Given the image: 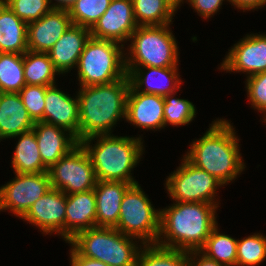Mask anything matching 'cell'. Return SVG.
Returning a JSON list of instances; mask_svg holds the SVG:
<instances>
[{
  "mask_svg": "<svg viewBox=\"0 0 266 266\" xmlns=\"http://www.w3.org/2000/svg\"><path fill=\"white\" fill-rule=\"evenodd\" d=\"M115 228L138 239L142 245L156 244L160 232V209L154 208L139 183L126 190Z\"/></svg>",
  "mask_w": 266,
  "mask_h": 266,
  "instance_id": "obj_8",
  "label": "cell"
},
{
  "mask_svg": "<svg viewBox=\"0 0 266 266\" xmlns=\"http://www.w3.org/2000/svg\"><path fill=\"white\" fill-rule=\"evenodd\" d=\"M25 23L39 20L52 8L48 0H2Z\"/></svg>",
  "mask_w": 266,
  "mask_h": 266,
  "instance_id": "obj_34",
  "label": "cell"
},
{
  "mask_svg": "<svg viewBox=\"0 0 266 266\" xmlns=\"http://www.w3.org/2000/svg\"><path fill=\"white\" fill-rule=\"evenodd\" d=\"M164 97L136 91L130 86L125 120L145 130L164 128Z\"/></svg>",
  "mask_w": 266,
  "mask_h": 266,
  "instance_id": "obj_15",
  "label": "cell"
},
{
  "mask_svg": "<svg viewBox=\"0 0 266 266\" xmlns=\"http://www.w3.org/2000/svg\"><path fill=\"white\" fill-rule=\"evenodd\" d=\"M110 3L111 0H77L68 11L72 24L91 29Z\"/></svg>",
  "mask_w": 266,
  "mask_h": 266,
  "instance_id": "obj_31",
  "label": "cell"
},
{
  "mask_svg": "<svg viewBox=\"0 0 266 266\" xmlns=\"http://www.w3.org/2000/svg\"><path fill=\"white\" fill-rule=\"evenodd\" d=\"M225 56L220 68L226 72H243L252 76L266 71V34H246Z\"/></svg>",
  "mask_w": 266,
  "mask_h": 266,
  "instance_id": "obj_12",
  "label": "cell"
},
{
  "mask_svg": "<svg viewBox=\"0 0 266 266\" xmlns=\"http://www.w3.org/2000/svg\"><path fill=\"white\" fill-rule=\"evenodd\" d=\"M135 240L116 228L96 226L77 233L67 243L80 255L100 260L108 266H136L143 245H138L139 241Z\"/></svg>",
  "mask_w": 266,
  "mask_h": 266,
  "instance_id": "obj_5",
  "label": "cell"
},
{
  "mask_svg": "<svg viewBox=\"0 0 266 266\" xmlns=\"http://www.w3.org/2000/svg\"><path fill=\"white\" fill-rule=\"evenodd\" d=\"M66 194L51 188L44 196L35 201L21 218L41 229L42 234L57 233L65 241Z\"/></svg>",
  "mask_w": 266,
  "mask_h": 266,
  "instance_id": "obj_14",
  "label": "cell"
},
{
  "mask_svg": "<svg viewBox=\"0 0 266 266\" xmlns=\"http://www.w3.org/2000/svg\"><path fill=\"white\" fill-rule=\"evenodd\" d=\"M49 86L25 85L19 92V96L28 110L34 122L43 121V110L45 107V94Z\"/></svg>",
  "mask_w": 266,
  "mask_h": 266,
  "instance_id": "obj_35",
  "label": "cell"
},
{
  "mask_svg": "<svg viewBox=\"0 0 266 266\" xmlns=\"http://www.w3.org/2000/svg\"><path fill=\"white\" fill-rule=\"evenodd\" d=\"M245 82L249 103L255 110L264 113L263 122L266 123V71L247 77Z\"/></svg>",
  "mask_w": 266,
  "mask_h": 266,
  "instance_id": "obj_36",
  "label": "cell"
},
{
  "mask_svg": "<svg viewBox=\"0 0 266 266\" xmlns=\"http://www.w3.org/2000/svg\"><path fill=\"white\" fill-rule=\"evenodd\" d=\"M188 266H225L213 259L208 258L200 250L189 251Z\"/></svg>",
  "mask_w": 266,
  "mask_h": 266,
  "instance_id": "obj_38",
  "label": "cell"
},
{
  "mask_svg": "<svg viewBox=\"0 0 266 266\" xmlns=\"http://www.w3.org/2000/svg\"><path fill=\"white\" fill-rule=\"evenodd\" d=\"M34 125L18 93H0V141L28 132Z\"/></svg>",
  "mask_w": 266,
  "mask_h": 266,
  "instance_id": "obj_23",
  "label": "cell"
},
{
  "mask_svg": "<svg viewBox=\"0 0 266 266\" xmlns=\"http://www.w3.org/2000/svg\"><path fill=\"white\" fill-rule=\"evenodd\" d=\"M129 76L108 84L80 86L79 142L95 136L111 134L119 119H125Z\"/></svg>",
  "mask_w": 266,
  "mask_h": 266,
  "instance_id": "obj_3",
  "label": "cell"
},
{
  "mask_svg": "<svg viewBox=\"0 0 266 266\" xmlns=\"http://www.w3.org/2000/svg\"><path fill=\"white\" fill-rule=\"evenodd\" d=\"M228 2L243 12L259 9L266 5V0H228Z\"/></svg>",
  "mask_w": 266,
  "mask_h": 266,
  "instance_id": "obj_40",
  "label": "cell"
},
{
  "mask_svg": "<svg viewBox=\"0 0 266 266\" xmlns=\"http://www.w3.org/2000/svg\"><path fill=\"white\" fill-rule=\"evenodd\" d=\"M225 0H186L189 5L205 20L214 16L221 8ZM228 1V0H227Z\"/></svg>",
  "mask_w": 266,
  "mask_h": 266,
  "instance_id": "obj_37",
  "label": "cell"
},
{
  "mask_svg": "<svg viewBox=\"0 0 266 266\" xmlns=\"http://www.w3.org/2000/svg\"><path fill=\"white\" fill-rule=\"evenodd\" d=\"M54 1L56 2L53 3V0H48L49 5L52 9L69 11L70 8L75 4L77 0H54Z\"/></svg>",
  "mask_w": 266,
  "mask_h": 266,
  "instance_id": "obj_41",
  "label": "cell"
},
{
  "mask_svg": "<svg viewBox=\"0 0 266 266\" xmlns=\"http://www.w3.org/2000/svg\"><path fill=\"white\" fill-rule=\"evenodd\" d=\"M176 93L164 96V128L167 124L183 126L190 124L196 116V107L187 99L174 98Z\"/></svg>",
  "mask_w": 266,
  "mask_h": 266,
  "instance_id": "obj_33",
  "label": "cell"
},
{
  "mask_svg": "<svg viewBox=\"0 0 266 266\" xmlns=\"http://www.w3.org/2000/svg\"><path fill=\"white\" fill-rule=\"evenodd\" d=\"M178 67L126 68L131 86L138 92L166 96L177 93L182 84Z\"/></svg>",
  "mask_w": 266,
  "mask_h": 266,
  "instance_id": "obj_17",
  "label": "cell"
},
{
  "mask_svg": "<svg viewBox=\"0 0 266 266\" xmlns=\"http://www.w3.org/2000/svg\"><path fill=\"white\" fill-rule=\"evenodd\" d=\"M70 265L71 266H108L106 263L84 257L80 255L73 247L70 248Z\"/></svg>",
  "mask_w": 266,
  "mask_h": 266,
  "instance_id": "obj_39",
  "label": "cell"
},
{
  "mask_svg": "<svg viewBox=\"0 0 266 266\" xmlns=\"http://www.w3.org/2000/svg\"><path fill=\"white\" fill-rule=\"evenodd\" d=\"M23 69L26 85L52 86L55 75H60L47 53L30 50L23 54Z\"/></svg>",
  "mask_w": 266,
  "mask_h": 266,
  "instance_id": "obj_26",
  "label": "cell"
},
{
  "mask_svg": "<svg viewBox=\"0 0 266 266\" xmlns=\"http://www.w3.org/2000/svg\"><path fill=\"white\" fill-rule=\"evenodd\" d=\"M51 188L66 195L90 191L96 186L94 167L79 143L48 169Z\"/></svg>",
  "mask_w": 266,
  "mask_h": 266,
  "instance_id": "obj_10",
  "label": "cell"
},
{
  "mask_svg": "<svg viewBox=\"0 0 266 266\" xmlns=\"http://www.w3.org/2000/svg\"><path fill=\"white\" fill-rule=\"evenodd\" d=\"M43 122L61 127L72 133L79 142V106L77 95L72 98L57 85L49 86L45 94Z\"/></svg>",
  "mask_w": 266,
  "mask_h": 266,
  "instance_id": "obj_18",
  "label": "cell"
},
{
  "mask_svg": "<svg viewBox=\"0 0 266 266\" xmlns=\"http://www.w3.org/2000/svg\"><path fill=\"white\" fill-rule=\"evenodd\" d=\"M137 27L132 0H111L108 9L90 29V33L94 38L124 45L130 41Z\"/></svg>",
  "mask_w": 266,
  "mask_h": 266,
  "instance_id": "obj_13",
  "label": "cell"
},
{
  "mask_svg": "<svg viewBox=\"0 0 266 266\" xmlns=\"http://www.w3.org/2000/svg\"><path fill=\"white\" fill-rule=\"evenodd\" d=\"M169 3H171L177 10L180 6H182L181 4L184 3V0H167Z\"/></svg>",
  "mask_w": 266,
  "mask_h": 266,
  "instance_id": "obj_42",
  "label": "cell"
},
{
  "mask_svg": "<svg viewBox=\"0 0 266 266\" xmlns=\"http://www.w3.org/2000/svg\"><path fill=\"white\" fill-rule=\"evenodd\" d=\"M218 224L213 228L200 251L208 258L222 263L225 266H236L237 239L219 233Z\"/></svg>",
  "mask_w": 266,
  "mask_h": 266,
  "instance_id": "obj_29",
  "label": "cell"
},
{
  "mask_svg": "<svg viewBox=\"0 0 266 266\" xmlns=\"http://www.w3.org/2000/svg\"><path fill=\"white\" fill-rule=\"evenodd\" d=\"M131 185V183L122 181L97 180L94 188L96 226L109 228L117 226L122 198Z\"/></svg>",
  "mask_w": 266,
  "mask_h": 266,
  "instance_id": "obj_22",
  "label": "cell"
},
{
  "mask_svg": "<svg viewBox=\"0 0 266 266\" xmlns=\"http://www.w3.org/2000/svg\"><path fill=\"white\" fill-rule=\"evenodd\" d=\"M138 26L172 24L177 9L167 0H132Z\"/></svg>",
  "mask_w": 266,
  "mask_h": 266,
  "instance_id": "obj_27",
  "label": "cell"
},
{
  "mask_svg": "<svg viewBox=\"0 0 266 266\" xmlns=\"http://www.w3.org/2000/svg\"><path fill=\"white\" fill-rule=\"evenodd\" d=\"M72 25L67 10L51 9L39 20L28 23L27 48L47 53Z\"/></svg>",
  "mask_w": 266,
  "mask_h": 266,
  "instance_id": "obj_16",
  "label": "cell"
},
{
  "mask_svg": "<svg viewBox=\"0 0 266 266\" xmlns=\"http://www.w3.org/2000/svg\"><path fill=\"white\" fill-rule=\"evenodd\" d=\"M94 140H97L95 144L92 143ZM79 143L89 155L97 180L122 181L132 185L138 183L131 171L141 161L145 151L140 135L136 138L95 135Z\"/></svg>",
  "mask_w": 266,
  "mask_h": 266,
  "instance_id": "obj_4",
  "label": "cell"
},
{
  "mask_svg": "<svg viewBox=\"0 0 266 266\" xmlns=\"http://www.w3.org/2000/svg\"><path fill=\"white\" fill-rule=\"evenodd\" d=\"M96 227V195L94 189L66 195L65 242L77 233Z\"/></svg>",
  "mask_w": 266,
  "mask_h": 266,
  "instance_id": "obj_21",
  "label": "cell"
},
{
  "mask_svg": "<svg viewBox=\"0 0 266 266\" xmlns=\"http://www.w3.org/2000/svg\"><path fill=\"white\" fill-rule=\"evenodd\" d=\"M266 259V236L254 233L237 240L236 266H256Z\"/></svg>",
  "mask_w": 266,
  "mask_h": 266,
  "instance_id": "obj_32",
  "label": "cell"
},
{
  "mask_svg": "<svg viewBox=\"0 0 266 266\" xmlns=\"http://www.w3.org/2000/svg\"><path fill=\"white\" fill-rule=\"evenodd\" d=\"M32 130L36 135L42 162L47 169L79 144L69 131L43 121L35 122Z\"/></svg>",
  "mask_w": 266,
  "mask_h": 266,
  "instance_id": "obj_19",
  "label": "cell"
},
{
  "mask_svg": "<svg viewBox=\"0 0 266 266\" xmlns=\"http://www.w3.org/2000/svg\"><path fill=\"white\" fill-rule=\"evenodd\" d=\"M130 40L125 68L179 66V47L170 24L138 26Z\"/></svg>",
  "mask_w": 266,
  "mask_h": 266,
  "instance_id": "obj_6",
  "label": "cell"
},
{
  "mask_svg": "<svg viewBox=\"0 0 266 266\" xmlns=\"http://www.w3.org/2000/svg\"><path fill=\"white\" fill-rule=\"evenodd\" d=\"M218 207L209 203L175 202L160 209V232L156 244L184 251L200 250L218 224Z\"/></svg>",
  "mask_w": 266,
  "mask_h": 266,
  "instance_id": "obj_2",
  "label": "cell"
},
{
  "mask_svg": "<svg viewBox=\"0 0 266 266\" xmlns=\"http://www.w3.org/2000/svg\"><path fill=\"white\" fill-rule=\"evenodd\" d=\"M28 24L0 0V52L24 54L27 48Z\"/></svg>",
  "mask_w": 266,
  "mask_h": 266,
  "instance_id": "obj_24",
  "label": "cell"
},
{
  "mask_svg": "<svg viewBox=\"0 0 266 266\" xmlns=\"http://www.w3.org/2000/svg\"><path fill=\"white\" fill-rule=\"evenodd\" d=\"M167 177L165 187L173 201L219 205L215 200L216 191L224 185L208 172L196 167L185 156L180 166Z\"/></svg>",
  "mask_w": 266,
  "mask_h": 266,
  "instance_id": "obj_9",
  "label": "cell"
},
{
  "mask_svg": "<svg viewBox=\"0 0 266 266\" xmlns=\"http://www.w3.org/2000/svg\"><path fill=\"white\" fill-rule=\"evenodd\" d=\"M16 137L19 139L11 162L14 173L36 174L48 172L42 162L34 131L30 130L13 138L16 139Z\"/></svg>",
  "mask_w": 266,
  "mask_h": 266,
  "instance_id": "obj_25",
  "label": "cell"
},
{
  "mask_svg": "<svg viewBox=\"0 0 266 266\" xmlns=\"http://www.w3.org/2000/svg\"><path fill=\"white\" fill-rule=\"evenodd\" d=\"M189 251L147 244L141 246L136 266H188Z\"/></svg>",
  "mask_w": 266,
  "mask_h": 266,
  "instance_id": "obj_28",
  "label": "cell"
},
{
  "mask_svg": "<svg viewBox=\"0 0 266 266\" xmlns=\"http://www.w3.org/2000/svg\"><path fill=\"white\" fill-rule=\"evenodd\" d=\"M90 37V29L72 24L47 52L54 68L61 75L77 67L79 57Z\"/></svg>",
  "mask_w": 266,
  "mask_h": 266,
  "instance_id": "obj_20",
  "label": "cell"
},
{
  "mask_svg": "<svg viewBox=\"0 0 266 266\" xmlns=\"http://www.w3.org/2000/svg\"><path fill=\"white\" fill-rule=\"evenodd\" d=\"M15 178L0 187V211L10 210L22 218L30 207L51 189L48 172L15 173Z\"/></svg>",
  "mask_w": 266,
  "mask_h": 266,
  "instance_id": "obj_11",
  "label": "cell"
},
{
  "mask_svg": "<svg viewBox=\"0 0 266 266\" xmlns=\"http://www.w3.org/2000/svg\"><path fill=\"white\" fill-rule=\"evenodd\" d=\"M212 122L205 134L190 144L184 156L226 185L235 181L246 166L233 125L223 118Z\"/></svg>",
  "mask_w": 266,
  "mask_h": 266,
  "instance_id": "obj_1",
  "label": "cell"
},
{
  "mask_svg": "<svg viewBox=\"0 0 266 266\" xmlns=\"http://www.w3.org/2000/svg\"><path fill=\"white\" fill-rule=\"evenodd\" d=\"M25 85L23 54L0 52V92L18 93Z\"/></svg>",
  "mask_w": 266,
  "mask_h": 266,
  "instance_id": "obj_30",
  "label": "cell"
},
{
  "mask_svg": "<svg viewBox=\"0 0 266 266\" xmlns=\"http://www.w3.org/2000/svg\"><path fill=\"white\" fill-rule=\"evenodd\" d=\"M124 45L111 40L90 37L77 64L80 86L108 84L124 78Z\"/></svg>",
  "mask_w": 266,
  "mask_h": 266,
  "instance_id": "obj_7",
  "label": "cell"
}]
</instances>
